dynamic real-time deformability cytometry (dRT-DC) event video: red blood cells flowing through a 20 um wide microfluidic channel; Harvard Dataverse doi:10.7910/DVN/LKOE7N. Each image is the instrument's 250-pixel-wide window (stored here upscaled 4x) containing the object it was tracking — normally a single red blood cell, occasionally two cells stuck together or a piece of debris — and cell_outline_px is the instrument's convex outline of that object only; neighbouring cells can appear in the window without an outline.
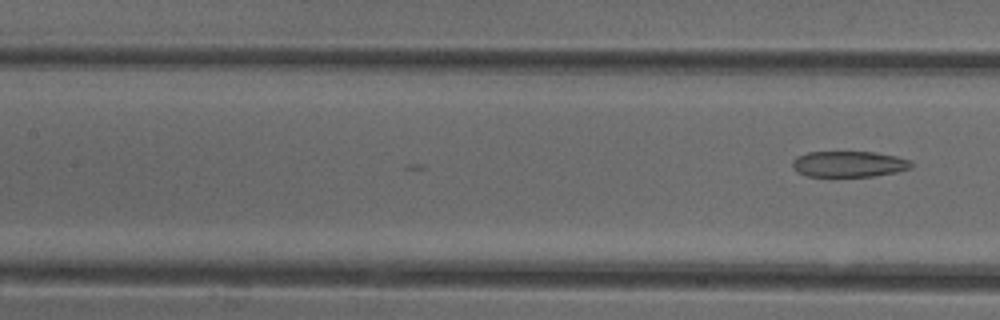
{"species": "common noctule bat (a hibernating species)", "species_latin": "Nyctalus noctula", "temperature_condition": "cold", "stored_images_in_passage": 12, "camera_frame_rate_fps": 3000, "um_per_image_px": 0.085, "animal": {"sex": "female"}, "frame": {"image": 1, "passage_image": 12, "time_ms": 3.667, "image_size_px": [1000, 320], "cell_outline_px": [[916, 164], [912, 168], [896, 172], [872, 176], [832, 180], [808, 176], [796, 172], [792, 168], [792, 160], [796, 156], [808, 152], [876, 152], [896, 156], [912, 160]], "centroid_in_image_um": [72.13, 13.99], "position_along_channel_um": 135.3, "area_um2": 19.13}}